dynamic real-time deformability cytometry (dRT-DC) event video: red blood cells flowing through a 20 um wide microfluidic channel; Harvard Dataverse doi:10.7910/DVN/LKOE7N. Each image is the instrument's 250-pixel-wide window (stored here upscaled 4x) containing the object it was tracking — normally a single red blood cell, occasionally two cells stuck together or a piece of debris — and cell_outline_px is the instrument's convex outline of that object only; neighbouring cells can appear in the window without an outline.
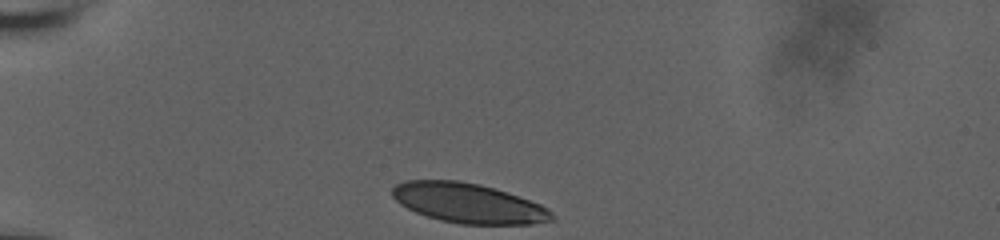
{"species": "human", "species_latin": "Homo sapiens", "temperature_condition": "room temperature", "stored_images_in_passage": 33, "camera_frame_rate_fps": 3000, "um_per_image_px": 0.085, "donor": {"sex": "male"}, "frame": {"image": 1, "passage_image": 1, "time_ms": 0.0, "image_size_px": [1000, 240], "cell_outline_px": [[556, 216], [552, 220], [532, 224], [460, 224], [440, 220], [416, 212], [400, 204], [392, 196], [392, 188], [396, 184], [404, 180], [460, 180], [480, 184], [496, 188], [508, 192], [540, 204], [548, 208]], "centroid_in_image_um": [39.82, 17.26], "position_along_channel_um": 45.2, "area_um2": 37.11}}
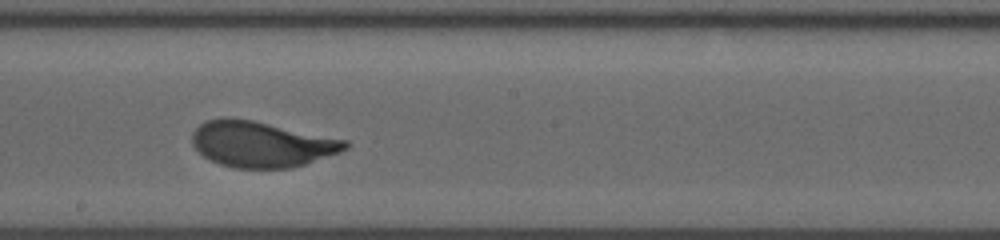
{"frame": {"image": 2, "passage_image": 19, "time_ms": 6.0, "image_size_px": [1000, 240], "cell_outline_px": [[352, 144], [348, 148], [340, 152], [292, 168], [236, 168], [220, 164], [204, 156], [192, 144], [192, 132], [200, 124], [208, 120], [220, 116], [224, 116], [252, 120], [348, 140]], "centroid_in_image_um": [22.23, 12.24], "position_along_channel_um": 226.0, "area_um2": 40.86}}
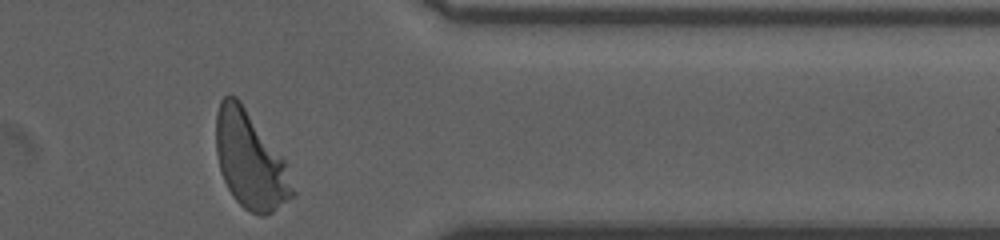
{"frame": {"image": 3, "passage_image": 33, "time_ms": 10.667, "image_size_px": [1000, 240], "cell_outline_px": [[296, 196], [272, 212], [264, 216], [260, 216], [244, 208], [232, 196], [224, 180], [220, 168], [216, 152], [216, 112], [220, 100], [224, 96], [236, 96], [240, 100], [284, 160], [296, 192]], "centroid_in_image_um": [21.27, 13.65], "position_along_channel_um": 390.1, "area_um2": 42.89}, "authors_computed_cell_mechanics": {"area_um2": 40.8646, "velocity_mm_per_s": 3.7206, "shape_relaxation_time_tau1_ms": 4.0721, "shape_relaxation_time_tau2_ms": null, "deformation_change_tau1": 0.1836, "deformation_change_tau2": null}}